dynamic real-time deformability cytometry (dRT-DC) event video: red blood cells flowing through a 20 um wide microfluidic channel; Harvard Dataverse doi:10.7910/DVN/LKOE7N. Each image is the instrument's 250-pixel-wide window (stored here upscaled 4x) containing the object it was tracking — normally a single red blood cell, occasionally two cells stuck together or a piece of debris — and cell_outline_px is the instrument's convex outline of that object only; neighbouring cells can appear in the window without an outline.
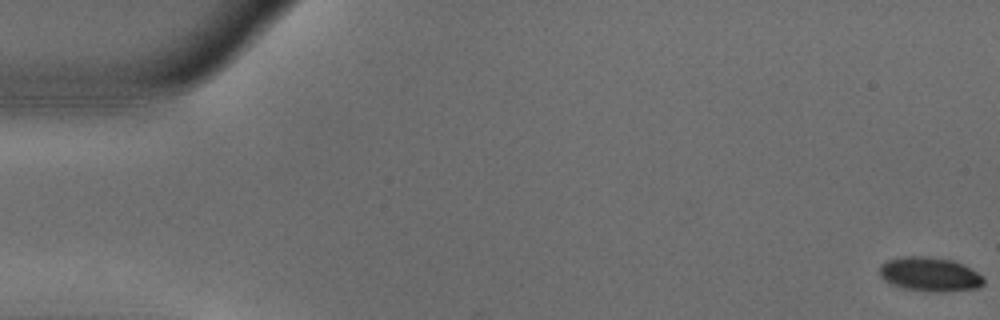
{"species": "common noctule bat (a hibernating species)", "species_latin": "Nyctalus noctula", "temperature_condition": "warm", "stored_images_in_passage": 17, "camera_frame_rate_fps": 3000, "um_per_image_px": 0.085, "animal": {"sex": "male", "body_mass_g": 18.8}, "frame": {"image": 1, "passage_image": 1, "time_ms": 0.0, "image_size_px": [1000, 320], "cell_outline_px": [[984, 284], [980, 288], [944, 292], [928, 292], [904, 288], [892, 284], [884, 280], [880, 276], [880, 264], [888, 260], [908, 256], [924, 256], [952, 260], [984, 276]], "centroid_in_image_um": [79.04, 23.33], "position_along_channel_um": 6.0, "area_um2": 20.69}}
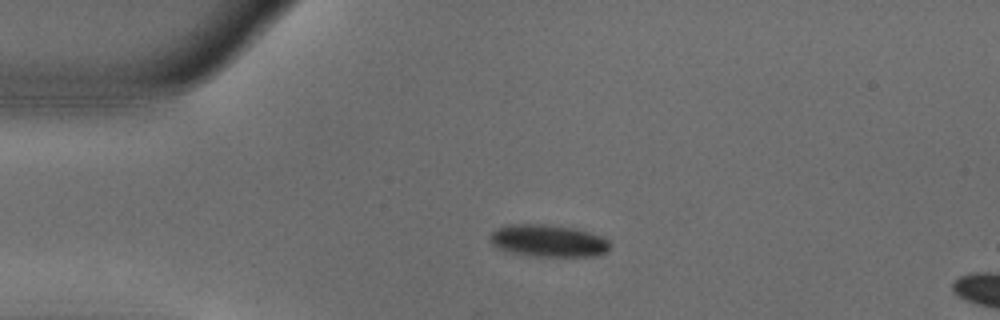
{"frame": {"image": 2, "passage_image": 13, "time_ms": 4.0, "image_size_px": [1000, 320], "cell_outline_px": [[608, 248], [604, 252], [596, 256], [536, 256], [512, 252], [500, 248], [492, 244], [488, 240], [488, 236], [496, 228], [508, 224], [544, 224], [572, 228], [588, 232], [600, 236], [608, 240]], "centroid_in_image_um": [46.54, 20.45], "position_along_channel_um": 38.5, "area_um2": 22.2}}